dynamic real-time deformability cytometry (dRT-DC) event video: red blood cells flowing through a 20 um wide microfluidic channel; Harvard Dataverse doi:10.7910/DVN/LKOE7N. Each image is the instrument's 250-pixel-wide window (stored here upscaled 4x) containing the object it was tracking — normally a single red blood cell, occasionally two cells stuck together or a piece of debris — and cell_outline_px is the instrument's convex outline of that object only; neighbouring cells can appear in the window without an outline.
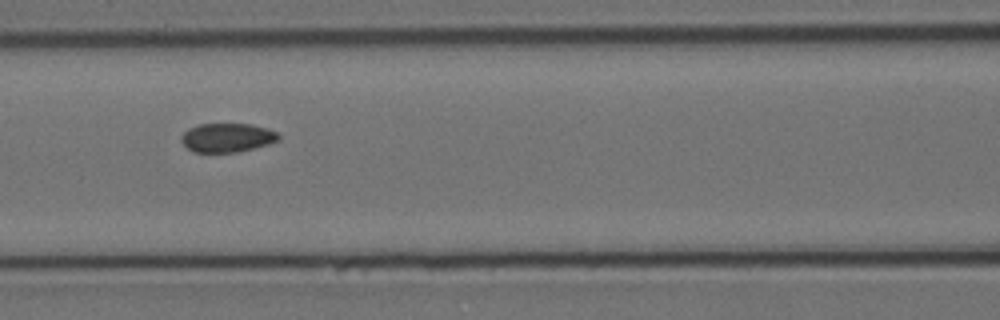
{"species": "Egyptian fruit bat (a non-hibernating species)", "species_latin": "Rousettus aegyptiacus", "temperature_condition": "cold", "stored_images_in_passage": 14, "camera_frame_rate_fps": 3000, "um_per_image_px": 0.085, "animal": {"sex": "female"}, "frame": {"image": 1, "passage_image": 7, "time_ms": 2.0, "image_size_px": [1000, 320], "cell_outline_px": [[280, 140], [268, 144], [236, 152], [192, 152], [180, 140], [180, 136], [188, 128], [200, 124], [252, 124], [268, 128], [276, 132], [280, 136]], "centroid_in_image_um": [19.3, 11.69], "position_along_channel_um": 147.3, "area_um2": 16.42}}
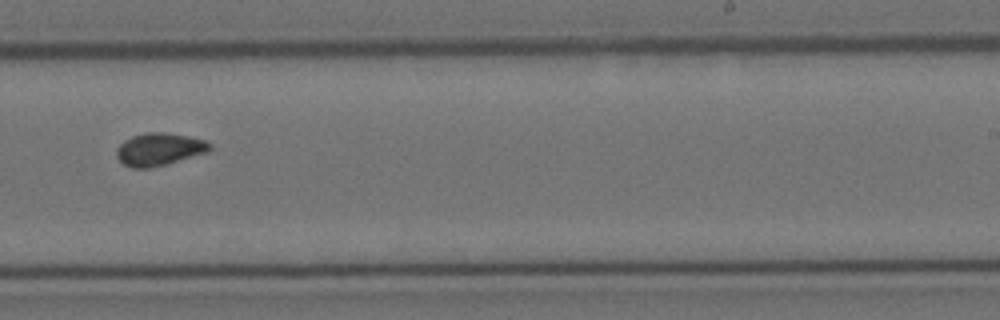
{"frame": {"image": 2, "passage_image": 10, "time_ms": 3.0, "image_size_px": [1000, 320], "cell_outline_px": [[212, 148], [208, 152], [164, 164], [148, 168], [132, 168], [124, 164], [116, 156], [116, 148], [124, 140], [132, 136], [148, 132], [164, 132], [188, 136], [204, 140], [212, 144]], "centroid_in_image_um": [13.52, 12.68], "position_along_channel_um": 275.5, "area_um2": 17.57}}
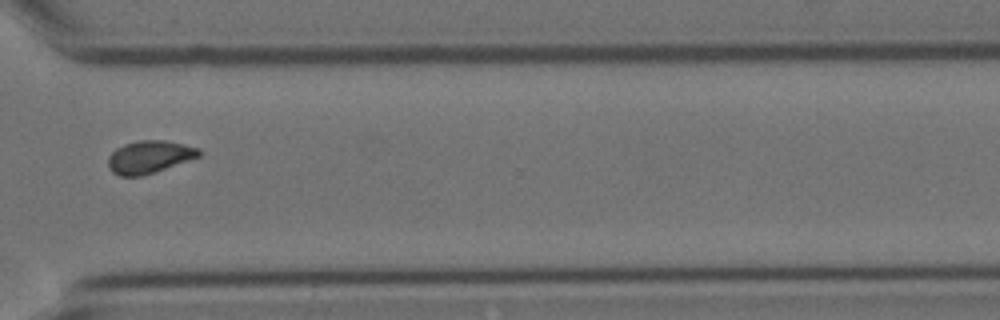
{"frame": {"image": 3, "passage_image": 12, "time_ms": 3.667, "image_size_px": [1000, 320], "cell_outline_px": [[200, 156], [140, 176], [120, 176], [112, 172], [108, 168], [108, 156], [116, 148], [124, 144], [140, 140], [164, 140], [200, 148]], "centroid_in_image_um": [12.65, 13.33], "position_along_channel_um": 358.0, "area_um2": 16.99}}